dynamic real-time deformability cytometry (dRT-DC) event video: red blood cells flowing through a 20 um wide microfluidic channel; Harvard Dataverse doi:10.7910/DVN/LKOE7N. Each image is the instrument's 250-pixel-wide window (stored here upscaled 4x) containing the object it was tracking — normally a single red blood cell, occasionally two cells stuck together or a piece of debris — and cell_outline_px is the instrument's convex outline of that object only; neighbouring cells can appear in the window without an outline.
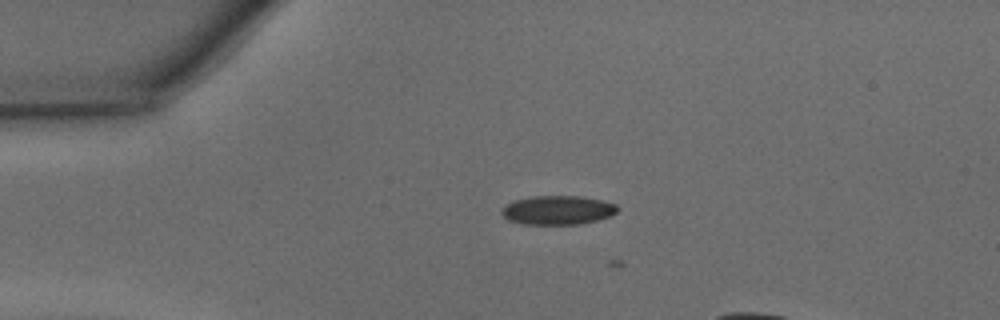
{"species": "common noctule bat (a hibernating species)", "species_latin": "Nyctalus noctula", "temperature_condition": "warm", "stored_images_in_passage": 5, "camera_frame_rate_fps": 3000, "um_per_image_px": 0.085, "animal": {"sex": "male", "body_mass_g": 15.6}, "frame": {"image": 1, "passage_image": 2, "time_ms": 0.333, "image_size_px": [1000, 320], "cell_outline_px": [[620, 208], [612, 216], [580, 224], [524, 224], [508, 220], [500, 212], [508, 204], [516, 200], [532, 196], [580, 196], [604, 200], [616, 204]], "centroid_in_image_um": [47.46, 17.86], "position_along_channel_um": 37.5, "area_um2": 19.54}}